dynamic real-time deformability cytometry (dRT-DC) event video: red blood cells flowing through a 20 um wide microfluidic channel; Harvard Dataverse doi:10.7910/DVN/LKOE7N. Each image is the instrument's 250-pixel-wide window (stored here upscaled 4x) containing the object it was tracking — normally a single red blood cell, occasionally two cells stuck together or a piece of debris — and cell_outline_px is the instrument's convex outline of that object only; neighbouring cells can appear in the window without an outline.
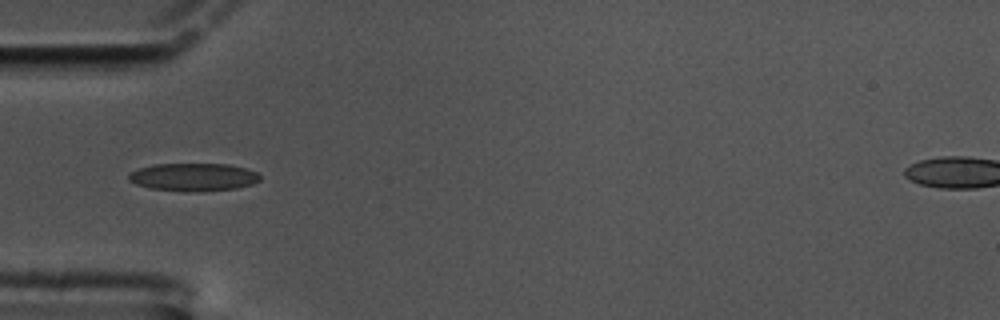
{"species": "common noctule bat (a hibernating species)", "species_latin": "Nyctalus noctula", "temperature_condition": "cold", "stored_images_in_passage": 25, "camera_frame_rate_fps": 3000, "um_per_image_px": 0.085, "animal": {"sex": "male", "body_mass_g": 17.5, "forearm_length_mm": 52.3}, "frame": {"image": 1, "passage_image": 1, "time_ms": 0.0, "image_size_px": [1000, 320], "cell_outline_px": [[260, 180], [252, 184], [236, 188], [148, 188], [136, 184], [128, 180], [128, 172], [136, 168], [152, 164], [228, 164], [244, 168], [256, 172], [260, 176]], "centroid_in_image_um": [16.37, 14.98], "position_along_channel_um": 68.6, "area_um2": 20.17}}